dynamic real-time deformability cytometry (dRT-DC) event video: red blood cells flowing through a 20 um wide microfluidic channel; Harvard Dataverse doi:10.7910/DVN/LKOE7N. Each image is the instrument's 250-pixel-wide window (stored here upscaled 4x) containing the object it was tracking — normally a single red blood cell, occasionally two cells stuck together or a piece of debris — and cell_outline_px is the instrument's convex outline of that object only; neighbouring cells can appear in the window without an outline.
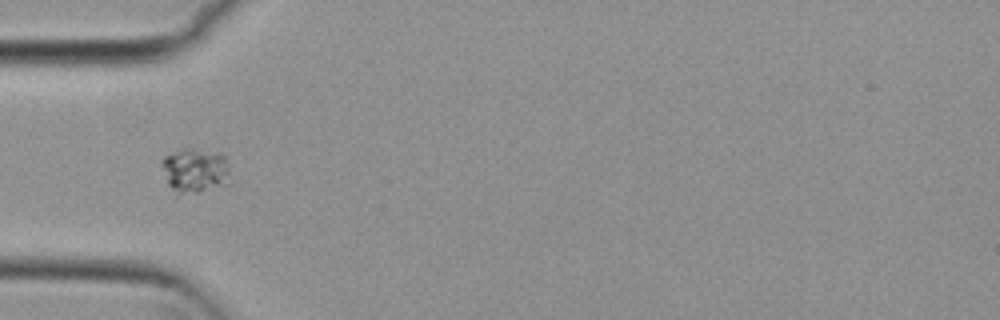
{"species": "common noctule bat (a hibernating species)", "species_latin": "Nyctalus noctula", "temperature_condition": "cold", "stored_images_in_passage": 44, "camera_frame_rate_fps": 3000, "um_per_image_px": 0.085, "animal": {"sex": "female", "body_mass_g": 29.2, "forearm_length_mm": 56.3}, "frame": {"image": 1, "passage_image": 7, "time_ms": 2.0, "image_size_px": [1000, 320], "cell_outline_px": [[228, 184], [200, 192], [180, 192], [172, 188], [168, 184], [160, 164], [160, 160], [164, 156], [184, 148], [188, 148], [224, 156], [228, 168]], "centroid_in_image_um": [16.54, 14.49], "position_along_channel_um": 68.5, "area_um2": 17.17}}
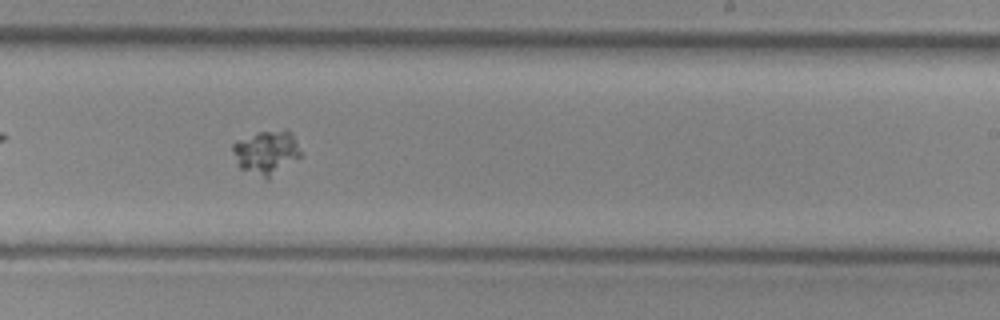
{"frame": {"image": 2, "passage_image": 23, "time_ms": 7.333, "image_size_px": [1000, 320], "cell_outline_px": [[304, 152], [300, 156], [268, 180], [264, 180], [240, 168], [236, 164], [232, 148], [232, 144], [236, 140], [260, 132], [288, 128], [292, 132]], "centroid_in_image_um": [22.67, 12.95], "position_along_channel_um": 266.3, "area_um2": 17.92}}
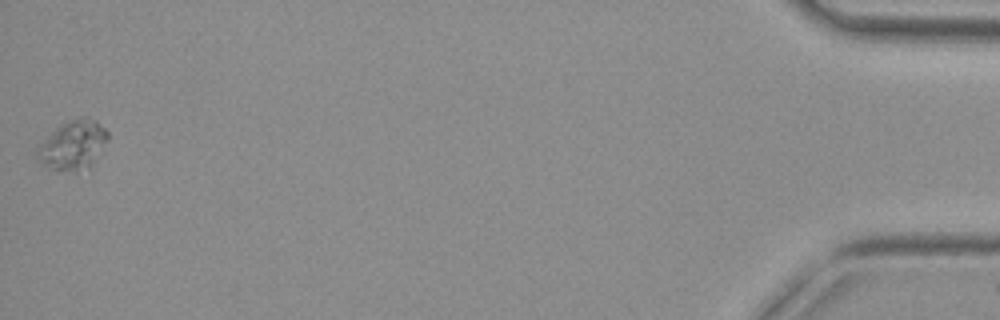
{"frame": {"image": 3, "passage_image": 44, "time_ms": 14.333, "image_size_px": [1000, 320], "cell_outline_px": [[108, 136], [92, 168], [76, 172], [56, 172], [44, 168], [36, 156], [36, 148], [60, 124], [84, 116], [96, 120], [108, 132]], "centroid_in_image_um": [6.18, 12.4], "position_along_channel_um": 429.0, "area_um2": 20.63}}